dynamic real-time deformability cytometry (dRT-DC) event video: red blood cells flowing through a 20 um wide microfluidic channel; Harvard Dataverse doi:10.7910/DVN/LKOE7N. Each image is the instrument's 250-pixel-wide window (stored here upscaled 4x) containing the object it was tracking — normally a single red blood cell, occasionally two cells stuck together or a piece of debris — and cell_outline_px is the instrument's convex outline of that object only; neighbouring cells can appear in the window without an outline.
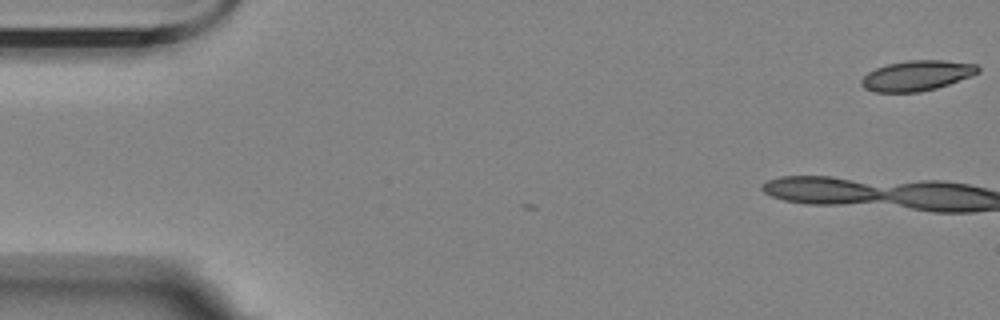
{"species": "Egyptian fruit bat (a non-hibernating species)", "species_latin": "Rousettus aegyptiacus", "temperature_condition": "room temperature", "stored_images_in_passage": 2, "camera_frame_rate_fps": 3000, "um_per_image_px": 0.085, "animal": {"sex": "female"}, "frame": {"image": 1, "passage_image": 2, "time_ms": 0.333, "image_size_px": [1000, 320], "cell_outline_px": [[980, 72], [972, 76], [936, 88], [920, 92], [876, 92], [864, 88], [860, 84], [860, 80], [868, 72], [876, 68], [888, 64], [908, 60], [944, 60], [976, 64], [980, 68]], "centroid_in_image_um": [77.94, 6.42], "position_along_channel_um": 7.1, "area_um2": 20.58}}